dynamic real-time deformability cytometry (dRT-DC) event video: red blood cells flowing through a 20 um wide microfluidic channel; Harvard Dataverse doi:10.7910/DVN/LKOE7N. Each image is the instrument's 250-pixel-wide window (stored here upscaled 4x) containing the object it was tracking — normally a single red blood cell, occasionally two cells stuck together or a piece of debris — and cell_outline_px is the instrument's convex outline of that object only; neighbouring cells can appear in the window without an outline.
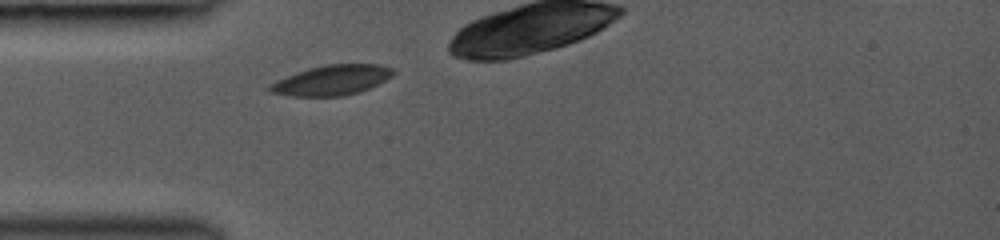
{"species": "common noctule bat (a hibernating species)", "species_latin": "Nyctalus noctula", "temperature_condition": "room temperature", "stored_images_in_passage": 27, "camera_frame_rate_fps": 3000, "um_per_image_px": 0.085, "animal": {"sex": "female", "body_mass_g": 19.0, "forearm_length_mm": 53.3}, "frame": {"image": 1, "passage_image": 1, "time_ms": 0.0, "image_size_px": [1000, 240], "cell_outline_px": [[396, 72], [392, 76], [360, 92], [344, 96], [292, 96], [268, 92], [268, 84], [276, 80], [296, 72], [308, 68], [328, 64], [380, 64], [392, 68]], "centroid_in_image_um": [28.17, 6.81], "position_along_channel_um": 56.8, "area_um2": 21.68}}
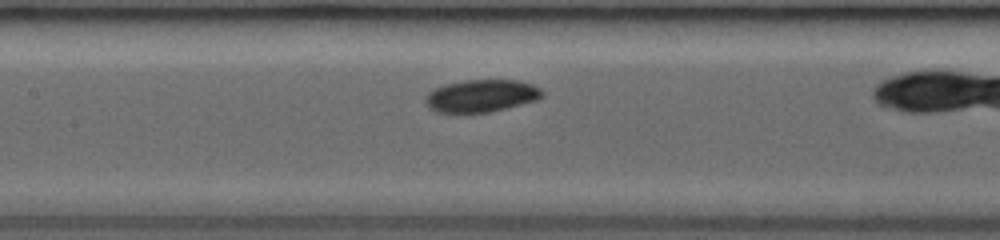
{"frame": {"image": 2, "passage_image": 9, "time_ms": 2.667, "image_size_px": [1000, 240], "cell_outline_px": [[544, 96], [536, 100], [488, 112], [436, 112], [424, 100], [428, 92], [432, 88], [444, 84], [464, 80], [520, 80], [532, 84], [540, 88], [544, 92]], "centroid_in_image_um": [40.92, 8.12], "position_along_channel_um": 166.5, "area_um2": 21.96}}
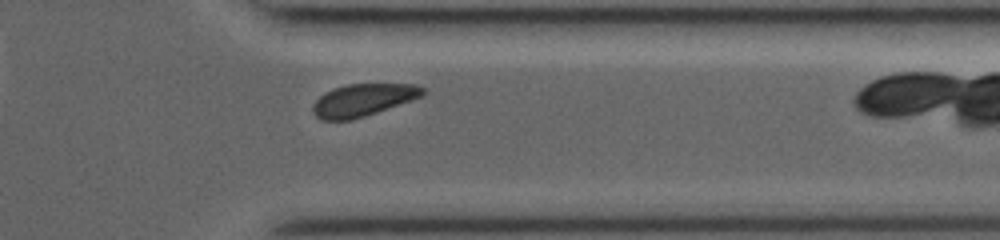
{"frame": {"image": 3, "passage_image": 24, "time_ms": 7.667, "image_size_px": [1000, 240], "cell_outline_px": [[428, 92], [424, 96], [352, 120], [320, 120], [312, 112], [312, 104], [320, 96], [332, 88], [348, 84], [416, 84], [424, 88]], "centroid_in_image_um": [30.86, 8.5], "position_along_channel_um": 380.5, "area_um2": 20.81}}